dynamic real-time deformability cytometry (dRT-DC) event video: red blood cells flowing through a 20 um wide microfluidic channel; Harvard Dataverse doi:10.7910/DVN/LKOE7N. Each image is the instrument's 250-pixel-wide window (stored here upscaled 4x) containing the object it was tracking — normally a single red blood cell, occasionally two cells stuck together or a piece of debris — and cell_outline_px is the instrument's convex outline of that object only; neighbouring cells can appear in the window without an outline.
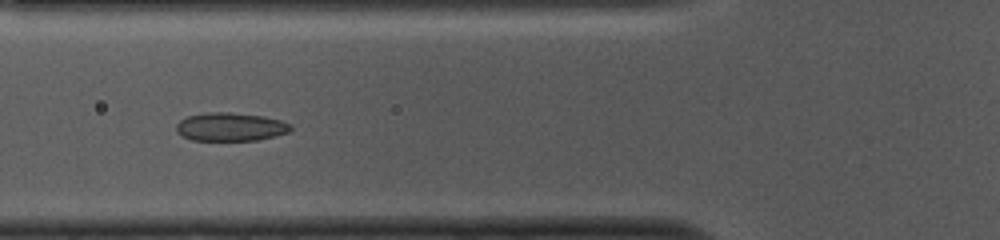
{"species": "common noctule bat (a hibernating species)", "species_latin": "Nyctalus noctula", "temperature_condition": "cold", "stored_images_in_passage": 52, "camera_frame_rate_fps": 3000, "um_per_image_px": 0.085, "animal": {"sex": "female", "body_mass_g": 10.0, "forearm_length_mm": 53.1}, "frame": {"image": 1, "passage_image": 18, "time_ms": 5.667, "image_size_px": [1000, 240], "cell_outline_px": [[292, 128], [288, 132], [276, 136], [256, 140], [192, 140], [176, 132], [176, 124], [180, 120], [188, 116], [208, 112], [228, 112], [264, 116], [280, 120], [288, 124]], "centroid_in_image_um": [19.57, 10.78], "position_along_channel_um": 106.2, "area_um2": 18.79}}
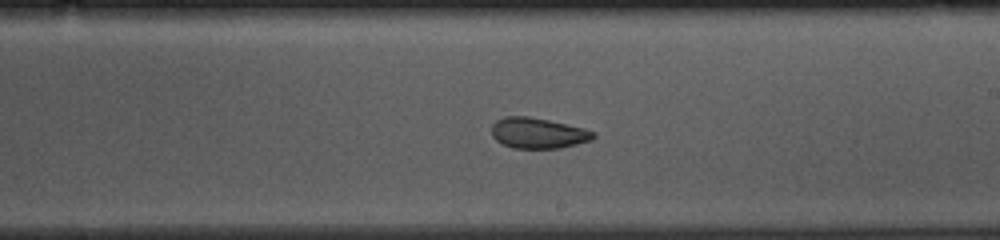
{"frame": {"image": 2, "passage_image": 29, "time_ms": 9.333, "image_size_px": [1000, 240], "cell_outline_px": [[596, 136], [592, 140], [560, 148], [512, 148], [496, 140], [492, 136], [492, 124], [496, 120], [504, 116], [528, 116], [548, 120], [584, 128], [596, 132]], "centroid_in_image_um": [45.73, 11.31], "position_along_channel_um": 243.3, "area_um2": 18.21}}
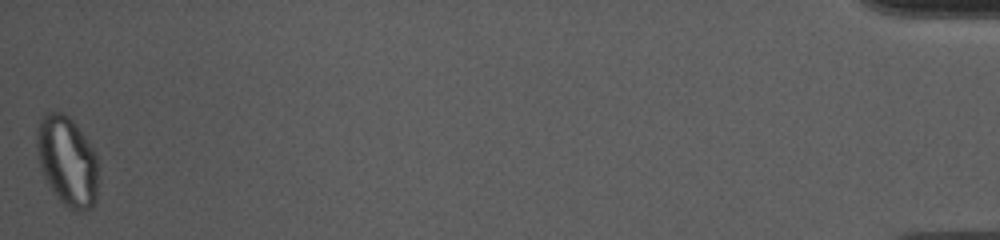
{"frame": {"image": 3, "passage_image": 52, "time_ms": 17.0, "image_size_px": [1000, 240], "cell_outline_px": [[96, 200], [92, 208], [80, 212], [76, 212], [68, 208], [56, 196], [48, 184], [40, 168], [36, 156], [36, 128], [40, 120], [48, 112], [60, 112], [68, 116], [76, 124], [96, 152]], "centroid_in_image_um": [5.69, 13.7], "position_along_channel_um": 429.5, "area_um2": 32.25}, "authors_computed_cell_mechanics": {"area_um2": 20.1144, "velocity_mm_per_s": 3.7421, "shape_relaxation_time_tau1_ms": null, "shape_relaxation_time_tau2_ms": 2.4162, "deformation_change_tau1": null, "deformation_change_tau2": 0.0699}}